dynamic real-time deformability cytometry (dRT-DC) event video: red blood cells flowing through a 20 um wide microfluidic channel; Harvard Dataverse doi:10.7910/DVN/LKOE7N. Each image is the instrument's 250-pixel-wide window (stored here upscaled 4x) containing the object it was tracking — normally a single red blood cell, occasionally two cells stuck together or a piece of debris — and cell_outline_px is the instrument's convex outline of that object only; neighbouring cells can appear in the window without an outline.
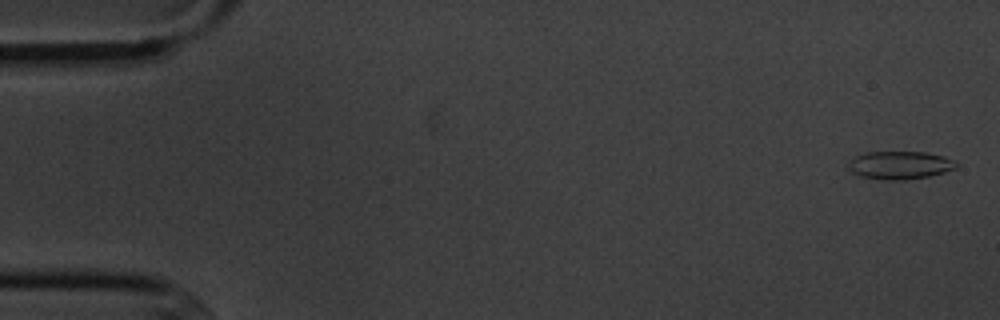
{"species": "common noctule bat (a hibernating species)", "species_latin": "Nyctalus noctula", "temperature_condition": "cold", "stored_images_in_passage": 5, "camera_frame_rate_fps": 3000, "um_per_image_px": 0.085, "animal": {"sex": "male", "body_mass_g": 20.1, "forearm_length_mm": 53.5}, "frame": {"image": 1, "passage_image": 1, "time_ms": 0.0, "image_size_px": [1000, 320], "cell_outline_px": [[960, 164], [956, 168], [944, 172], [928, 176], [904, 180], [884, 180], [860, 176], [852, 172], [848, 168], [848, 164], [856, 156], [868, 152], [924, 152], [944, 156], [956, 160]], "centroid_in_image_um": [76.54, 14.04], "position_along_channel_um": 8.5, "area_um2": 17.63}}
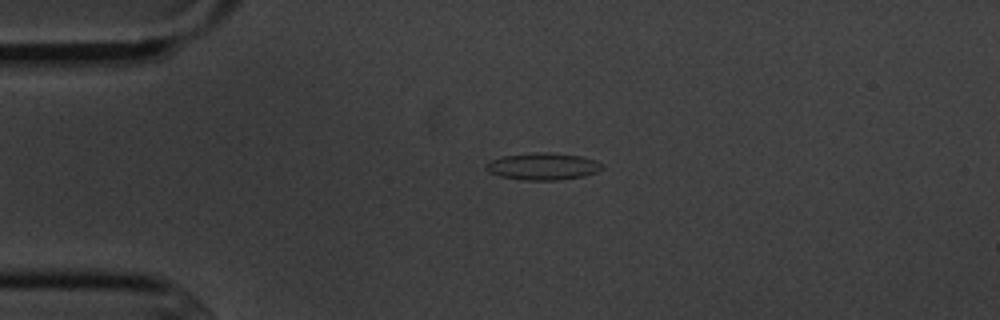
{"frame": {"image": 2, "passage_image": 4, "time_ms": 3.667, "image_size_px": [1000, 320], "cell_outline_px": [[604, 168], [596, 172], [584, 176], [560, 180], [528, 180], [500, 176], [488, 172], [484, 168], [488, 160], [500, 156], [536, 152], [552, 152], [580, 156], [596, 160], [604, 164]], "centroid_in_image_um": [46.14, 14.13], "position_along_channel_um": 38.9, "area_um2": 18.55}}